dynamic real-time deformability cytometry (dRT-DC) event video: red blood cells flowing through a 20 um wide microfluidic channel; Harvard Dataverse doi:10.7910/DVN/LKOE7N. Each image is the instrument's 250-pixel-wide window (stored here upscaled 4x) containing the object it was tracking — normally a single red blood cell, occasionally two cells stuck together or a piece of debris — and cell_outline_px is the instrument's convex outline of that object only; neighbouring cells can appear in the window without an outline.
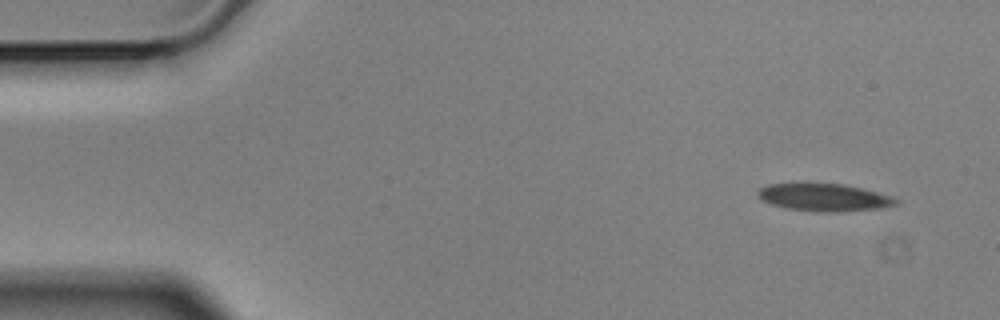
{"species": "Egyptian fruit bat (a non-hibernating species)", "species_latin": "Rousettus aegyptiacus", "temperature_condition": "cold", "stored_images_in_passage": 4, "camera_frame_rate_fps": 3000, "um_per_image_px": 0.085, "animal": {"sex": "male"}, "frame": {"image": 1, "passage_image": 1, "time_ms": 0.0, "image_size_px": [1000, 320], "cell_outline_px": [[900, 204], [884, 208], [836, 212], [816, 212], [788, 208], [772, 204], [760, 200], [756, 196], [756, 192], [760, 188], [768, 184], [844, 184], [892, 196], [900, 200]], "centroid_in_image_um": [70.08, 16.79], "position_along_channel_um": 14.9, "area_um2": 22.2}}
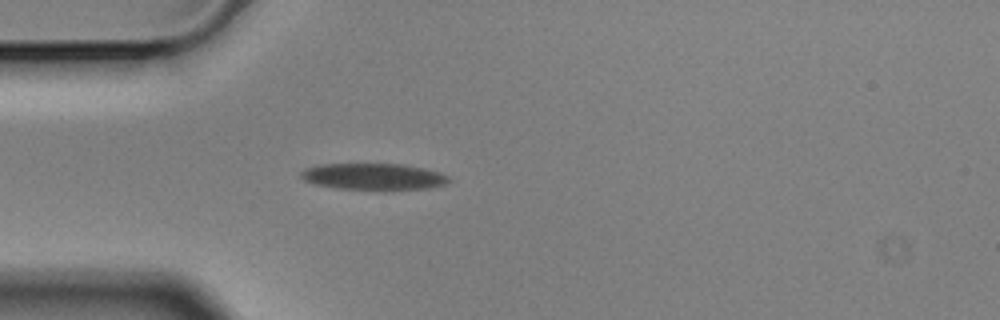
{"frame": {"image": 2, "passage_image": 4, "time_ms": 1.0, "image_size_px": [1000, 320], "cell_outline_px": [[452, 180], [444, 184], [428, 188], [336, 188], [316, 184], [304, 180], [300, 176], [300, 172], [308, 168], [320, 164], [404, 164], [424, 168], [440, 172], [448, 176]], "centroid_in_image_um": [31.76, 14.98], "position_along_channel_um": 53.2, "area_um2": 22.2}}